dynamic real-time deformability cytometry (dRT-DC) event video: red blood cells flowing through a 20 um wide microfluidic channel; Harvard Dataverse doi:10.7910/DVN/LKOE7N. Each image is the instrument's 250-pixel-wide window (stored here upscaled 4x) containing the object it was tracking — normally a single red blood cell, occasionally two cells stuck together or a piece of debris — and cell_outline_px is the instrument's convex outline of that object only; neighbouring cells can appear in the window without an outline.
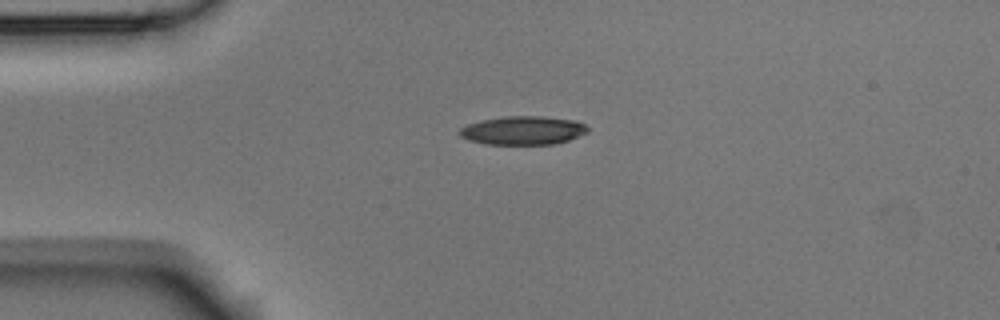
{"species": "Egyptian fruit bat (a non-hibernating species)", "species_latin": "Rousettus aegyptiacus", "temperature_condition": "room temperature", "stored_images_in_passage": 2, "camera_frame_rate_fps": 3000, "um_per_image_px": 0.085, "animal": {"sex": "male"}, "frame": {"image": 1, "passage_image": 1, "time_ms": 0.0, "image_size_px": [1000, 320], "cell_outline_px": [[588, 132], [568, 140], [556, 144], [484, 144], [468, 140], [460, 136], [456, 132], [460, 128], [468, 124], [480, 120], [504, 116], [544, 116], [576, 120], [584, 124], [588, 128]], "centroid_in_image_um": [44.43, 11.08], "position_along_channel_um": 40.6, "area_um2": 21.56}}